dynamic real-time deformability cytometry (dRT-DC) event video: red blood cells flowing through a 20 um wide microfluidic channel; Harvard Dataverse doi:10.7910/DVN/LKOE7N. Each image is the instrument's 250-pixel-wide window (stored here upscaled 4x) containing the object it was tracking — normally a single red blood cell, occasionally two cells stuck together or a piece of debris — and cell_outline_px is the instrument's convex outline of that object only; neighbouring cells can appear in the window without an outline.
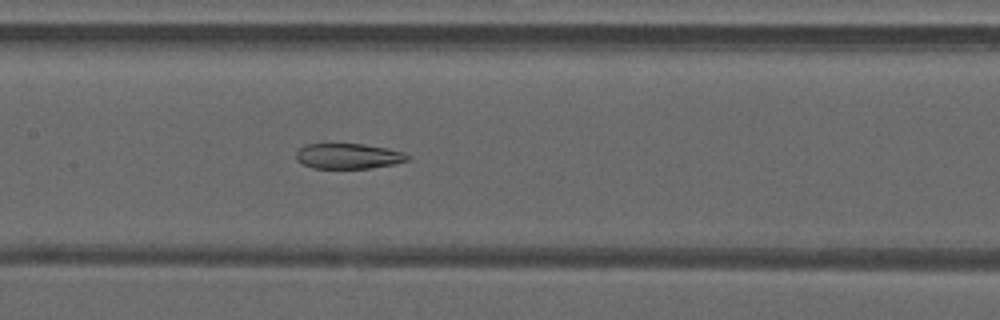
{"species": "common noctule bat (a hibernating species)", "species_latin": "Nyctalus noctula", "temperature_condition": "warm", "stored_images_in_passage": 36, "camera_frame_rate_fps": 3000, "um_per_image_px": 0.085, "animal": {"sex": "male", "forearm_length_mm": 52.5}, "frame": {"image": 1, "passage_image": 10, "time_ms": 3.0, "image_size_px": [1000, 320], "cell_outline_px": [[408, 160], [392, 164], [368, 168], [312, 168], [296, 160], [296, 152], [304, 144], [364, 144], [388, 148], [404, 152], [408, 156]], "centroid_in_image_um": [29.58, 13.26], "position_along_channel_um": 177.8, "area_um2": 16.36}}
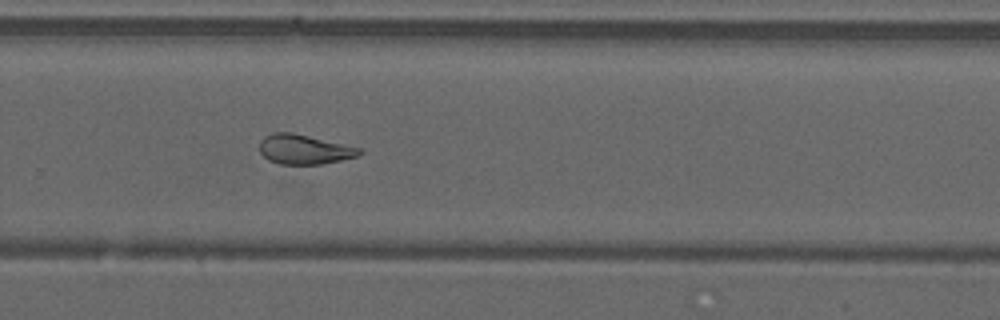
{"frame": {"image": 2, "passage_image": 19, "time_ms": 6.0, "image_size_px": [1000, 320], "cell_outline_px": [[360, 152], [356, 156], [340, 160], [320, 164], [280, 164], [268, 160], [260, 152], [260, 140], [264, 136], [272, 132], [292, 132], [360, 148]], "centroid_in_image_um": [25.78, 12.69], "position_along_channel_um": 304.0, "area_um2": 16.99}}
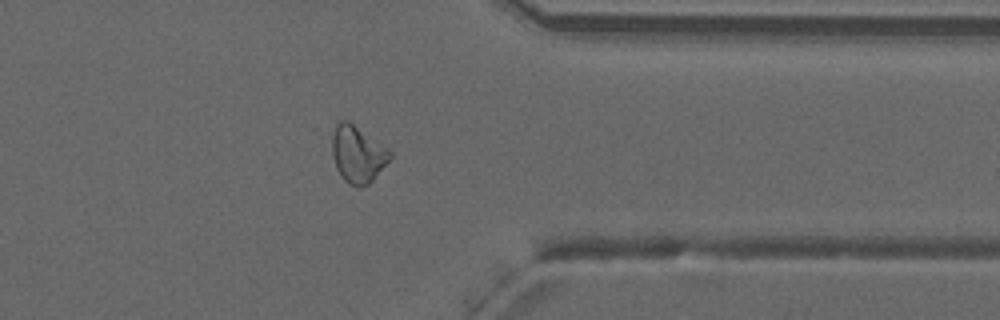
{"frame": {"image": 3, "passage_image": 25, "time_ms": 8.0, "image_size_px": [1000, 320], "cell_outline_px": [[392, 156], [372, 180], [368, 184], [356, 188], [348, 184], [344, 180], [336, 168], [332, 156], [332, 136], [336, 124], [340, 120], [348, 120], [388, 148], [392, 152]], "centroid_in_image_um": [30.38, 13.1], "position_along_channel_um": 381.0, "area_um2": 19.13}, "authors_computed_cell_mechanics": {"area_um2": 18.6405, "velocity_mm_per_s": 4.2241, "shape_relaxation_time_tau1_ms": null, "shape_relaxation_time_tau2_ms": 2.6435, "deformation_change_tau1": null, "deformation_change_tau2": 0.0974}}